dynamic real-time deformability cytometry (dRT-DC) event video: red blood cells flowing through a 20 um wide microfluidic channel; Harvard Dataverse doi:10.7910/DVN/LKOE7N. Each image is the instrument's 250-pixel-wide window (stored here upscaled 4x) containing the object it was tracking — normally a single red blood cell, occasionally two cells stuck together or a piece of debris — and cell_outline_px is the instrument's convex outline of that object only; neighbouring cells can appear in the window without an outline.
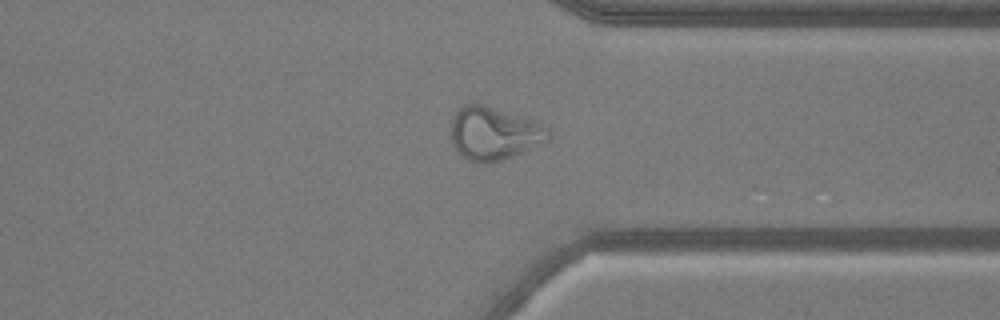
{"species": "common noctule bat (a hibernating species)", "species_latin": "Nyctalus noctula", "temperature_condition": "warm", "stored_images_in_passage": 31, "camera_frame_rate_fps": 3000, "um_per_image_px": 0.085, "animal": {"sex": "male", "body_mass_g": 20.5, "forearm_length_mm": 52.5}, "frame": {"image": 1, "passage_image": 26, "time_ms": 8.333, "image_size_px": [1000, 320], "cell_outline_px": [[552, 136], [548, 140], [512, 156], [500, 160], [484, 164], [468, 160], [452, 144], [452, 120], [456, 108], [464, 104], [480, 104], [532, 120], [548, 128], [552, 132]], "centroid_in_image_um": [41.97, 11.34], "position_along_channel_um": 369.4, "area_um2": 29.59}, "authors_computed_cell_mechanics": {"area_um2": 24.6806, "velocity_mm_per_s": 3.8721, "shape_relaxation_time_tau1_ms": null, "shape_relaxation_time_tau2_ms": 1.1505, "deformation_change_tau1": null, "deformation_change_tau2": 0.0844}}